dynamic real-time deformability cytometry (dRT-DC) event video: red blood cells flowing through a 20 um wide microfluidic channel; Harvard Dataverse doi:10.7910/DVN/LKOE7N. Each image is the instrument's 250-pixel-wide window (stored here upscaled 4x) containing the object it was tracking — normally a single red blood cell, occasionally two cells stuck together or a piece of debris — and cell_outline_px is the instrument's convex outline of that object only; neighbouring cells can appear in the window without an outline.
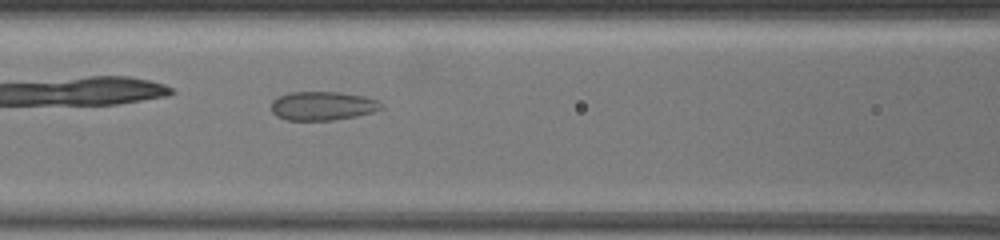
{"species": "common noctule bat (a hibernating species)", "species_latin": "Nyctalus noctula", "temperature_condition": "warm", "stored_images_in_passage": 14, "camera_frame_rate_fps": 3000, "um_per_image_px": 0.085, "animal": {"sex": "female", "body_mass_g": 19.5, "forearm_length_mm": 54.1}, "frame": {"image": 1, "passage_image": 5, "time_ms": 2.333, "image_size_px": [1000, 240], "cell_outline_px": [[384, 108], [372, 112], [356, 116], [332, 120], [288, 120], [276, 116], [272, 112], [272, 100], [288, 92], [340, 92], [364, 96], [376, 100]], "centroid_in_image_um": [27.4, 9.0], "position_along_channel_um": 139.2, "area_um2": 18.38}}
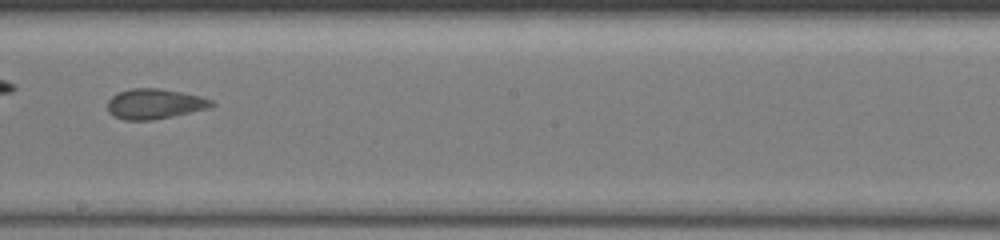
{"frame": {"image": 2, "passage_image": 10, "time_ms": 4.667, "image_size_px": [1000, 240], "cell_outline_px": [[216, 104], [208, 108], [172, 116], [152, 120], [124, 120], [108, 112], [108, 100], [112, 96], [120, 92], [132, 88], [156, 88], [180, 92], [200, 96], [212, 100]], "centroid_in_image_um": [13.14, 8.83], "position_along_channel_um": 235.1, "area_um2": 18.03}}
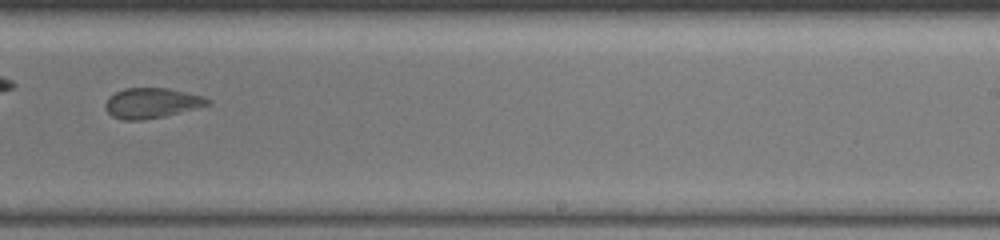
{"frame": {"image": 3, "passage_image": 12, "time_ms": 5.667, "image_size_px": [1000, 240], "cell_outline_px": [[212, 104], [164, 116], [140, 120], [124, 120], [112, 116], [108, 112], [104, 104], [108, 96], [124, 88], [168, 88], [200, 96], [212, 100]], "centroid_in_image_um": [12.87, 8.75], "position_along_channel_um": 276.1, "area_um2": 17.86}}